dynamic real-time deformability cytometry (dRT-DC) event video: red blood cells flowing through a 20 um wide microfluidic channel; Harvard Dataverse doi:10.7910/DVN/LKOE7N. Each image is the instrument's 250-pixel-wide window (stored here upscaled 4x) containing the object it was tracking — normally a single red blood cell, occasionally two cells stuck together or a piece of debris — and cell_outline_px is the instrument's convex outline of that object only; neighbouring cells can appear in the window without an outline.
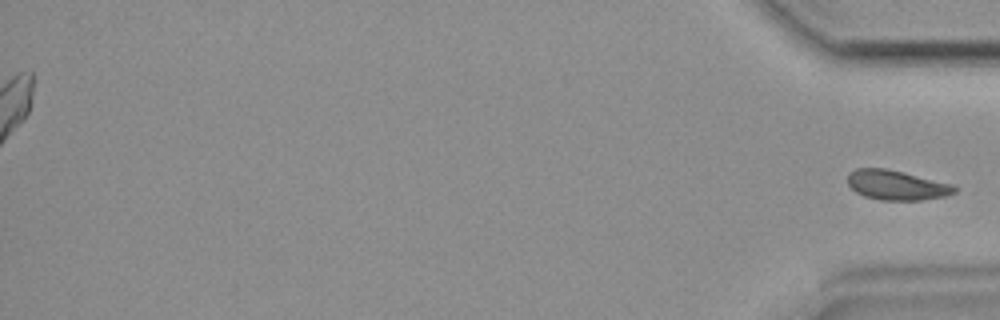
{"species": "common noctule bat (a hibernating species)", "species_latin": "Nyctalus noctula", "temperature_condition": "room temperature", "stored_images_in_passage": 33, "segment_of_instrument_passage": [2, 2], "camera_frame_rate_fps": 3000, "um_per_image_px": 0.085, "animal": {"sex": "female", "body_mass_g": 19.9}, "frame": {"image": 1, "passage_image": 33, "time_ms": 10.667, "image_size_px": [1000, 320], "cell_outline_px": [[956, 192], [944, 196], [920, 200], [880, 200], [864, 196], [856, 192], [848, 184], [848, 172], [856, 168], [884, 168], [904, 172], [952, 184], [956, 188]], "centroid_in_image_um": [76.18, 15.73], "position_along_channel_um": 359.0, "area_um2": 18.44}}